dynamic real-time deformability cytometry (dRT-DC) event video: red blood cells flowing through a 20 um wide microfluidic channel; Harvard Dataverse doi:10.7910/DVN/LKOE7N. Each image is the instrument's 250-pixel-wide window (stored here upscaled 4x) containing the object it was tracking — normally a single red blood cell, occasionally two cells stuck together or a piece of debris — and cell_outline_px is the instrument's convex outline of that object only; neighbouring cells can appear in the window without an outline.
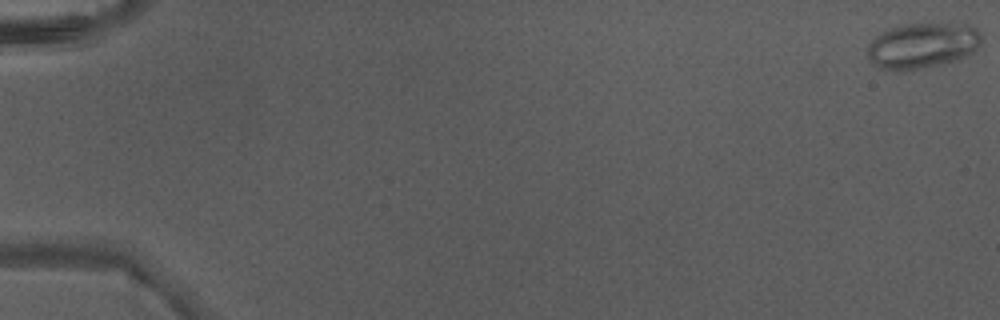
{"species": "Egyptian fruit bat (a non-hibernating species)", "species_latin": "Rousettus aegyptiacus", "temperature_condition": "warm", "stored_images_in_passage": 5, "camera_frame_rate_fps": 3000, "um_per_image_px": 0.085, "animal": {"sex": "male"}, "frame": {"image": 1, "passage_image": 1, "time_ms": 0.0, "image_size_px": [1000, 320], "cell_outline_px": [[980, 40], [976, 48], [972, 52], [956, 60], [908, 72], [896, 72], [880, 68], [868, 60], [868, 44], [880, 32], [892, 28], [908, 24], [968, 24], [976, 28], [980, 32]], "centroid_in_image_um": [78.35, 3.9], "position_along_channel_um": 6.6, "area_um2": 30.29}}